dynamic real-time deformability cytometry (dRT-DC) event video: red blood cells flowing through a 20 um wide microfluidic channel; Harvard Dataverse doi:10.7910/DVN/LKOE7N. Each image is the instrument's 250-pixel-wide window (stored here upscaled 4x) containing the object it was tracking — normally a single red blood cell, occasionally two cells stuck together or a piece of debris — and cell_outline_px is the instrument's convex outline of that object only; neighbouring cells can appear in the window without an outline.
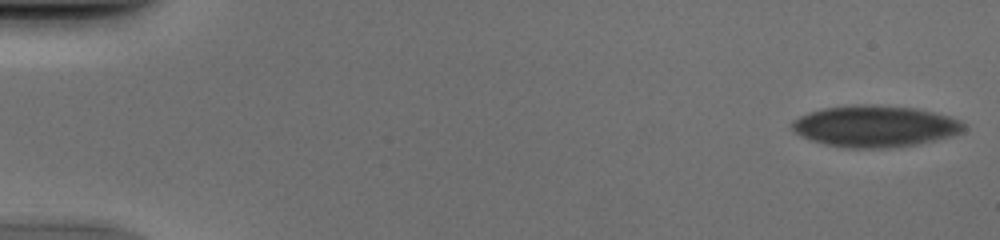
{"species": "human", "species_latin": "Homo sapiens", "temperature_condition": "cold", "stored_images_in_passage": 51, "camera_frame_rate_fps": 3000, "um_per_image_px": 0.085, "donor": {"sex": "male"}, "frame": {"image": 1, "passage_image": 1, "time_ms": 0.0, "image_size_px": [1000, 240], "cell_outline_px": [[964, 128], [960, 132], [948, 136], [916, 144], [892, 148], [848, 148], [824, 144], [812, 140], [796, 132], [792, 128], [792, 120], [800, 116], [824, 108], [864, 104], [916, 108], [948, 116], [960, 120], [964, 124]], "centroid_in_image_um": [74.36, 10.73], "position_along_channel_um": 10.6, "area_um2": 40.86}}
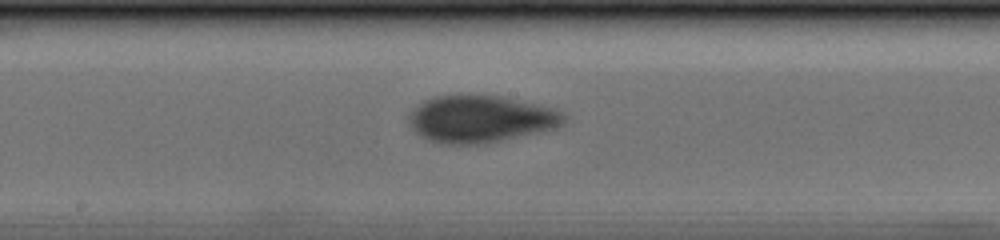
{"frame": {"image": 2, "passage_image": 28, "time_ms": 9.0, "image_size_px": [1000, 240], "cell_outline_px": [[564, 124], [556, 128], [540, 132], [480, 144], [440, 144], [428, 140], [420, 136], [408, 124], [408, 116], [412, 108], [416, 104], [432, 96], [500, 96], [556, 108], [564, 116]], "centroid_in_image_um": [40.8, 10.12], "position_along_channel_um": 207.4, "area_um2": 42.54}}
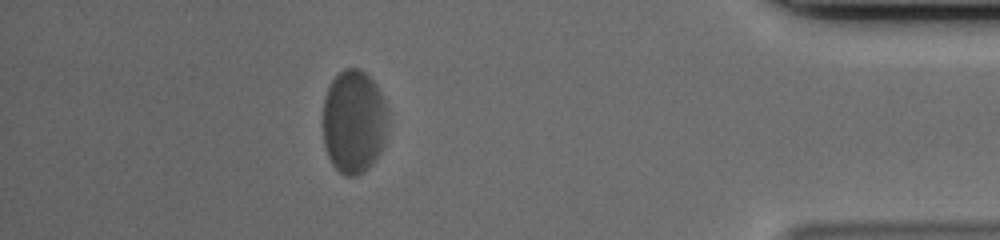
{"frame": {"image": 3, "passage_image": 46, "time_ms": 15.0, "image_size_px": [1000, 240], "cell_outline_px": [[384, 128], [380, 152], [372, 164], [368, 168], [356, 176], [344, 176], [332, 164], [328, 156], [324, 144], [324, 100], [328, 88], [332, 80], [344, 68], [360, 68], [376, 84], [384, 100]], "centroid_in_image_um": [30.02, 10.34], "position_along_channel_um": 405.2, "area_um2": 38.32}}